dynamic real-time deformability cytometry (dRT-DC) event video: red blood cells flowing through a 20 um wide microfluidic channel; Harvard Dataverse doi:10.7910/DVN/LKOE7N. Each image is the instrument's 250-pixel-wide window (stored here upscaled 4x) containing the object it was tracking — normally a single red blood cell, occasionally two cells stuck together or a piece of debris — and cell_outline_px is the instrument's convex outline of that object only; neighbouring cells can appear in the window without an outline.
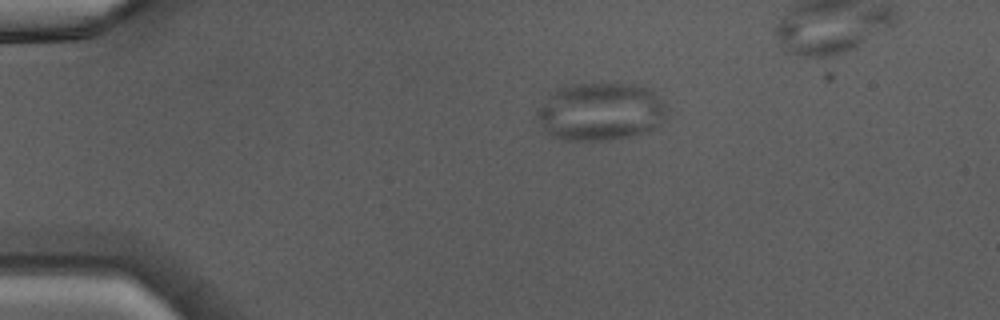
{"species": "Egyptian fruit bat (a non-hibernating species)", "species_latin": "Rousettus aegyptiacus", "temperature_condition": "warm", "stored_images_in_passage": 34, "camera_frame_rate_fps": 3000, "um_per_image_px": 0.085, "animal": {"sex": "male"}, "frame": {"image": 1, "passage_image": 1, "time_ms": 0.0, "image_size_px": [1000, 320], "cell_outline_px": [[664, 116], [660, 124], [656, 128], [648, 132], [632, 136], [600, 140], [564, 140], [548, 136], [544, 132], [536, 116], [536, 112], [548, 96], [560, 88], [568, 84], [636, 84], [648, 88], [664, 104]], "centroid_in_image_um": [51.0, 9.51], "position_along_channel_um": 34.0, "area_um2": 43.64}}
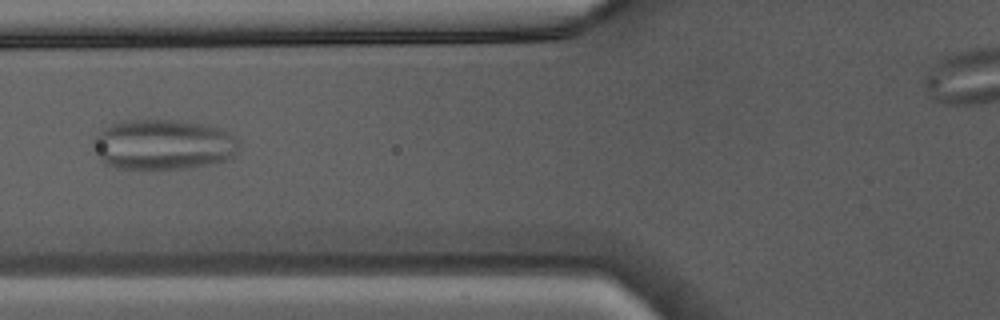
{"frame": {"image": 2, "passage_image": 10, "time_ms": 3.0, "image_size_px": [1000, 320], "cell_outline_px": [[240, 144], [236, 152], [232, 156], [224, 160], [208, 164], [188, 168], [116, 168], [104, 164], [100, 160], [92, 148], [92, 140], [100, 128], [120, 120], [172, 120], [200, 124], [220, 128], [228, 132]], "centroid_in_image_um": [13.77, 12.28], "position_along_channel_um": 112.0, "area_um2": 42.83}}